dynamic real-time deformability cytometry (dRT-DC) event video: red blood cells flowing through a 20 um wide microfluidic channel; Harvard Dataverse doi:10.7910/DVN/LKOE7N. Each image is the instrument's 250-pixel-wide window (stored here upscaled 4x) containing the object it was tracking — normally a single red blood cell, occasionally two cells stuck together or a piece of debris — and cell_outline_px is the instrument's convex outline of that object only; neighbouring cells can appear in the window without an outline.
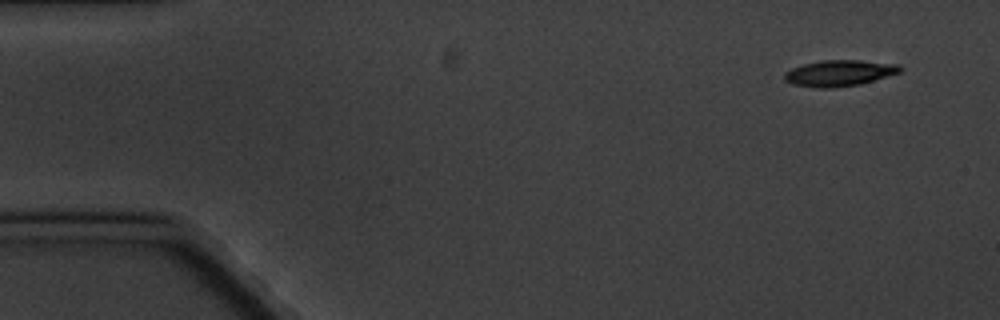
{"species": "common noctule bat (a hibernating species)", "species_latin": "Nyctalus noctula", "temperature_condition": "cold", "stored_images_in_passage": 6, "camera_frame_rate_fps": 3000, "um_per_image_px": 0.085, "animal": {"sex": "male", "body_mass_g": 20.1, "forearm_length_mm": 53.5}, "frame": {"image": 1, "passage_image": 1, "time_ms": 0.0, "image_size_px": [1000, 320], "cell_outline_px": [[904, 68], [900, 72], [860, 84], [832, 88], [816, 88], [792, 84], [784, 80], [784, 72], [792, 68], [804, 64], [820, 60], [860, 60], [900, 64]], "centroid_in_image_um": [71.34, 6.21], "position_along_channel_um": 13.7, "area_um2": 17.69}}
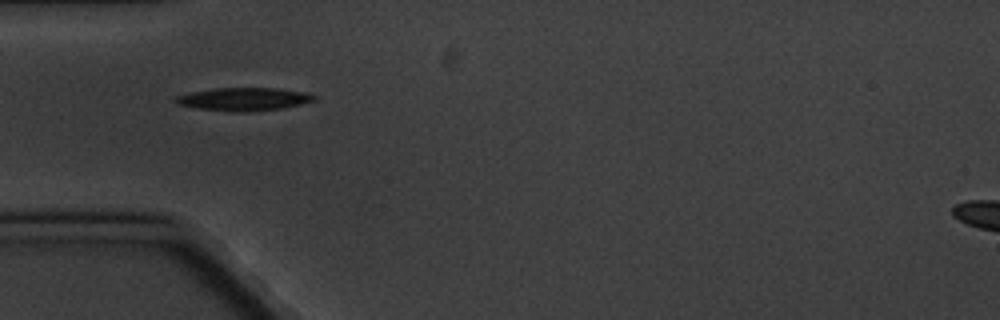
{"frame": {"image": 2, "passage_image": 5, "time_ms": 4.667, "image_size_px": [1000, 320], "cell_outline_px": [[316, 100], [284, 108], [252, 112], [232, 112], [200, 108], [176, 104], [172, 100], [176, 96], [192, 92], [216, 88], [280, 88], [304, 92], [316, 96]], "centroid_in_image_um": [20.73, 8.43], "position_along_channel_um": 64.3, "area_um2": 18.67}}